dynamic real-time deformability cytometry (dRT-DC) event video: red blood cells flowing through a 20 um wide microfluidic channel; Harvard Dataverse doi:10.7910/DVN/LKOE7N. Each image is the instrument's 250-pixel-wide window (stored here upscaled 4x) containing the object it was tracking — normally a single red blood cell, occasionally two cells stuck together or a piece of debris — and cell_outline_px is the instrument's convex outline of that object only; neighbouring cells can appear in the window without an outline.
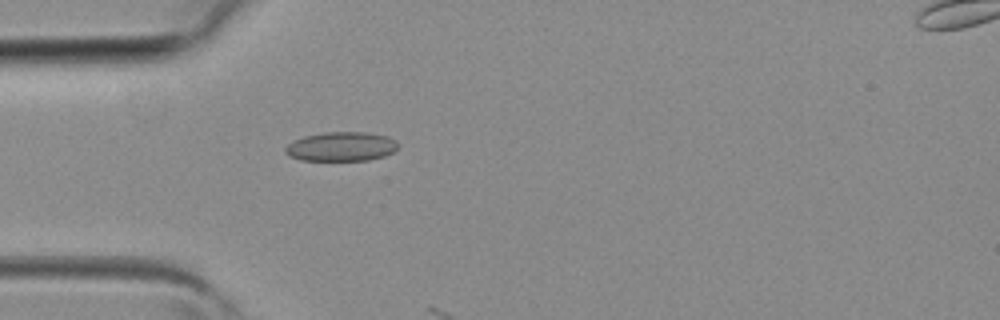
{"species": "common noctule bat (a hibernating species)", "species_latin": "Nyctalus noctula", "temperature_condition": "room temperature", "stored_images_in_passage": 1, "camera_frame_rate_fps": 3000, "um_per_image_px": 0.085, "animal": {"sex": "female", "body_mass_g": 19.3, "forearm_length_mm": 54.1}, "frame": {"image": 1, "passage_image": 1, "time_ms": 0.0, "image_size_px": [1000, 320], "cell_outline_px": [[400, 144], [392, 152], [384, 156], [368, 160], [300, 160], [288, 156], [284, 152], [284, 148], [292, 140], [304, 136], [324, 132], [364, 132], [388, 136], [396, 140]], "centroid_in_image_um": [28.98, 12.45], "position_along_channel_um": 56.0, "area_um2": 19.36}}